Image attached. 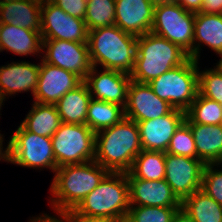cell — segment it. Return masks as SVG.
<instances>
[{"label": "cell", "mask_w": 222, "mask_h": 222, "mask_svg": "<svg viewBox=\"0 0 222 222\" xmlns=\"http://www.w3.org/2000/svg\"><path fill=\"white\" fill-rule=\"evenodd\" d=\"M141 151L138 124L126 117L96 133L94 160L109 172H129Z\"/></svg>", "instance_id": "6da1fadb"}, {"label": "cell", "mask_w": 222, "mask_h": 222, "mask_svg": "<svg viewBox=\"0 0 222 222\" xmlns=\"http://www.w3.org/2000/svg\"><path fill=\"white\" fill-rule=\"evenodd\" d=\"M51 184L52 207L56 213L75 209L109 173L95 160L58 167Z\"/></svg>", "instance_id": "7a4b0ae2"}, {"label": "cell", "mask_w": 222, "mask_h": 222, "mask_svg": "<svg viewBox=\"0 0 222 222\" xmlns=\"http://www.w3.org/2000/svg\"><path fill=\"white\" fill-rule=\"evenodd\" d=\"M88 49L92 66L131 74L134 69L137 36L116 25L88 31Z\"/></svg>", "instance_id": "3957f363"}, {"label": "cell", "mask_w": 222, "mask_h": 222, "mask_svg": "<svg viewBox=\"0 0 222 222\" xmlns=\"http://www.w3.org/2000/svg\"><path fill=\"white\" fill-rule=\"evenodd\" d=\"M188 54L178 45L152 32L137 36V52L131 80L149 83L166 71L183 64Z\"/></svg>", "instance_id": "277c9868"}, {"label": "cell", "mask_w": 222, "mask_h": 222, "mask_svg": "<svg viewBox=\"0 0 222 222\" xmlns=\"http://www.w3.org/2000/svg\"><path fill=\"white\" fill-rule=\"evenodd\" d=\"M130 207L127 173L109 172L74 209L86 216L125 220Z\"/></svg>", "instance_id": "5b68a950"}, {"label": "cell", "mask_w": 222, "mask_h": 222, "mask_svg": "<svg viewBox=\"0 0 222 222\" xmlns=\"http://www.w3.org/2000/svg\"><path fill=\"white\" fill-rule=\"evenodd\" d=\"M198 69V62L189 57L180 66L151 80L148 85L173 108L186 111L199 92Z\"/></svg>", "instance_id": "8992f818"}, {"label": "cell", "mask_w": 222, "mask_h": 222, "mask_svg": "<svg viewBox=\"0 0 222 222\" xmlns=\"http://www.w3.org/2000/svg\"><path fill=\"white\" fill-rule=\"evenodd\" d=\"M51 142L57 168L83 164L95 158L96 133L86 124L61 123Z\"/></svg>", "instance_id": "52a82bcc"}, {"label": "cell", "mask_w": 222, "mask_h": 222, "mask_svg": "<svg viewBox=\"0 0 222 222\" xmlns=\"http://www.w3.org/2000/svg\"><path fill=\"white\" fill-rule=\"evenodd\" d=\"M195 13L186 11L177 2L155 5L151 32L178 45L194 59Z\"/></svg>", "instance_id": "ba28073f"}, {"label": "cell", "mask_w": 222, "mask_h": 222, "mask_svg": "<svg viewBox=\"0 0 222 222\" xmlns=\"http://www.w3.org/2000/svg\"><path fill=\"white\" fill-rule=\"evenodd\" d=\"M10 161L23 167L56 171L51 137L27 131L21 124L9 140Z\"/></svg>", "instance_id": "9c48e42d"}, {"label": "cell", "mask_w": 222, "mask_h": 222, "mask_svg": "<svg viewBox=\"0 0 222 222\" xmlns=\"http://www.w3.org/2000/svg\"><path fill=\"white\" fill-rule=\"evenodd\" d=\"M40 32L42 40L87 43L88 38L85 21L68 15L51 0H42Z\"/></svg>", "instance_id": "30bf717a"}, {"label": "cell", "mask_w": 222, "mask_h": 222, "mask_svg": "<svg viewBox=\"0 0 222 222\" xmlns=\"http://www.w3.org/2000/svg\"><path fill=\"white\" fill-rule=\"evenodd\" d=\"M205 165L200 159L165 152L164 180L181 202L201 189Z\"/></svg>", "instance_id": "8fae6325"}, {"label": "cell", "mask_w": 222, "mask_h": 222, "mask_svg": "<svg viewBox=\"0 0 222 222\" xmlns=\"http://www.w3.org/2000/svg\"><path fill=\"white\" fill-rule=\"evenodd\" d=\"M47 49L42 60L48 64L71 71L84 80L92 69L87 43L65 40H43L42 49Z\"/></svg>", "instance_id": "7c38bea8"}, {"label": "cell", "mask_w": 222, "mask_h": 222, "mask_svg": "<svg viewBox=\"0 0 222 222\" xmlns=\"http://www.w3.org/2000/svg\"><path fill=\"white\" fill-rule=\"evenodd\" d=\"M82 82L75 73L42 60L34 102L55 105L68 91L74 90Z\"/></svg>", "instance_id": "4fadbf2b"}, {"label": "cell", "mask_w": 222, "mask_h": 222, "mask_svg": "<svg viewBox=\"0 0 222 222\" xmlns=\"http://www.w3.org/2000/svg\"><path fill=\"white\" fill-rule=\"evenodd\" d=\"M174 108L160 99L148 85L130 81L127 91L125 117L135 122L151 120L169 114Z\"/></svg>", "instance_id": "5bb4252c"}, {"label": "cell", "mask_w": 222, "mask_h": 222, "mask_svg": "<svg viewBox=\"0 0 222 222\" xmlns=\"http://www.w3.org/2000/svg\"><path fill=\"white\" fill-rule=\"evenodd\" d=\"M96 69L97 68L93 66L83 80L88 87L92 99L95 98V100L125 107L131 76L124 72L107 69H104L101 73H97Z\"/></svg>", "instance_id": "9a60e30c"}, {"label": "cell", "mask_w": 222, "mask_h": 222, "mask_svg": "<svg viewBox=\"0 0 222 222\" xmlns=\"http://www.w3.org/2000/svg\"><path fill=\"white\" fill-rule=\"evenodd\" d=\"M185 118V111L174 108L165 116L136 122L139 127L142 150L166 152L171 138Z\"/></svg>", "instance_id": "2e32d148"}, {"label": "cell", "mask_w": 222, "mask_h": 222, "mask_svg": "<svg viewBox=\"0 0 222 222\" xmlns=\"http://www.w3.org/2000/svg\"><path fill=\"white\" fill-rule=\"evenodd\" d=\"M130 206L181 207V201L164 180L149 181L135 178L127 172Z\"/></svg>", "instance_id": "e0dca14e"}, {"label": "cell", "mask_w": 222, "mask_h": 222, "mask_svg": "<svg viewBox=\"0 0 222 222\" xmlns=\"http://www.w3.org/2000/svg\"><path fill=\"white\" fill-rule=\"evenodd\" d=\"M155 4L151 0H115V25L135 36L151 32Z\"/></svg>", "instance_id": "ac0fdd59"}, {"label": "cell", "mask_w": 222, "mask_h": 222, "mask_svg": "<svg viewBox=\"0 0 222 222\" xmlns=\"http://www.w3.org/2000/svg\"><path fill=\"white\" fill-rule=\"evenodd\" d=\"M40 65L26 61L0 67V107L8 95L31 91L34 95L39 80Z\"/></svg>", "instance_id": "d6986e66"}, {"label": "cell", "mask_w": 222, "mask_h": 222, "mask_svg": "<svg viewBox=\"0 0 222 222\" xmlns=\"http://www.w3.org/2000/svg\"><path fill=\"white\" fill-rule=\"evenodd\" d=\"M42 0H0V23L41 31Z\"/></svg>", "instance_id": "ffe728a7"}, {"label": "cell", "mask_w": 222, "mask_h": 222, "mask_svg": "<svg viewBox=\"0 0 222 222\" xmlns=\"http://www.w3.org/2000/svg\"><path fill=\"white\" fill-rule=\"evenodd\" d=\"M41 32L0 23V48L18 55L36 54L42 51Z\"/></svg>", "instance_id": "44dd1931"}, {"label": "cell", "mask_w": 222, "mask_h": 222, "mask_svg": "<svg viewBox=\"0 0 222 222\" xmlns=\"http://www.w3.org/2000/svg\"><path fill=\"white\" fill-rule=\"evenodd\" d=\"M185 122L190 126L196 146V159L205 164L216 163L222 156L221 125H204L192 123L187 117Z\"/></svg>", "instance_id": "7402d4cb"}, {"label": "cell", "mask_w": 222, "mask_h": 222, "mask_svg": "<svg viewBox=\"0 0 222 222\" xmlns=\"http://www.w3.org/2000/svg\"><path fill=\"white\" fill-rule=\"evenodd\" d=\"M199 43H204L219 55L222 54V14L195 13L194 60L197 62L201 48Z\"/></svg>", "instance_id": "603a6c76"}, {"label": "cell", "mask_w": 222, "mask_h": 222, "mask_svg": "<svg viewBox=\"0 0 222 222\" xmlns=\"http://www.w3.org/2000/svg\"><path fill=\"white\" fill-rule=\"evenodd\" d=\"M92 96L87 85L82 82L74 90L68 91L55 104L62 123L86 124L87 110Z\"/></svg>", "instance_id": "cb8c5ba5"}, {"label": "cell", "mask_w": 222, "mask_h": 222, "mask_svg": "<svg viewBox=\"0 0 222 222\" xmlns=\"http://www.w3.org/2000/svg\"><path fill=\"white\" fill-rule=\"evenodd\" d=\"M61 118L55 105L34 102L32 109L21 125L29 132L52 137L61 125Z\"/></svg>", "instance_id": "d4e9b609"}, {"label": "cell", "mask_w": 222, "mask_h": 222, "mask_svg": "<svg viewBox=\"0 0 222 222\" xmlns=\"http://www.w3.org/2000/svg\"><path fill=\"white\" fill-rule=\"evenodd\" d=\"M181 208L195 222H222V205L201 189L185 198Z\"/></svg>", "instance_id": "484cf974"}, {"label": "cell", "mask_w": 222, "mask_h": 222, "mask_svg": "<svg viewBox=\"0 0 222 222\" xmlns=\"http://www.w3.org/2000/svg\"><path fill=\"white\" fill-rule=\"evenodd\" d=\"M123 118H125L123 106L91 99L87 110L86 125L97 133L119 123Z\"/></svg>", "instance_id": "4316f807"}, {"label": "cell", "mask_w": 222, "mask_h": 222, "mask_svg": "<svg viewBox=\"0 0 222 222\" xmlns=\"http://www.w3.org/2000/svg\"><path fill=\"white\" fill-rule=\"evenodd\" d=\"M165 167V152L142 150L129 172L135 178L158 181L165 178Z\"/></svg>", "instance_id": "83f0119b"}, {"label": "cell", "mask_w": 222, "mask_h": 222, "mask_svg": "<svg viewBox=\"0 0 222 222\" xmlns=\"http://www.w3.org/2000/svg\"><path fill=\"white\" fill-rule=\"evenodd\" d=\"M185 113L186 117L192 123L220 125L222 119V105L202 96L198 92L195 100Z\"/></svg>", "instance_id": "f1b7e54d"}, {"label": "cell", "mask_w": 222, "mask_h": 222, "mask_svg": "<svg viewBox=\"0 0 222 222\" xmlns=\"http://www.w3.org/2000/svg\"><path fill=\"white\" fill-rule=\"evenodd\" d=\"M84 18L87 30L115 25V0H87Z\"/></svg>", "instance_id": "f546056e"}, {"label": "cell", "mask_w": 222, "mask_h": 222, "mask_svg": "<svg viewBox=\"0 0 222 222\" xmlns=\"http://www.w3.org/2000/svg\"><path fill=\"white\" fill-rule=\"evenodd\" d=\"M181 207L130 206L127 222H172Z\"/></svg>", "instance_id": "4dcf8cb0"}, {"label": "cell", "mask_w": 222, "mask_h": 222, "mask_svg": "<svg viewBox=\"0 0 222 222\" xmlns=\"http://www.w3.org/2000/svg\"><path fill=\"white\" fill-rule=\"evenodd\" d=\"M166 153L196 158V146L190 126L184 121L170 140Z\"/></svg>", "instance_id": "1f68e13d"}, {"label": "cell", "mask_w": 222, "mask_h": 222, "mask_svg": "<svg viewBox=\"0 0 222 222\" xmlns=\"http://www.w3.org/2000/svg\"><path fill=\"white\" fill-rule=\"evenodd\" d=\"M199 93L222 105V71L214 69L198 72Z\"/></svg>", "instance_id": "d6a6232c"}, {"label": "cell", "mask_w": 222, "mask_h": 222, "mask_svg": "<svg viewBox=\"0 0 222 222\" xmlns=\"http://www.w3.org/2000/svg\"><path fill=\"white\" fill-rule=\"evenodd\" d=\"M216 163L206 164L203 170L201 190L222 205V170L213 169Z\"/></svg>", "instance_id": "836d02e7"}, {"label": "cell", "mask_w": 222, "mask_h": 222, "mask_svg": "<svg viewBox=\"0 0 222 222\" xmlns=\"http://www.w3.org/2000/svg\"><path fill=\"white\" fill-rule=\"evenodd\" d=\"M65 13L84 20L87 10V0H51Z\"/></svg>", "instance_id": "e575fe53"}, {"label": "cell", "mask_w": 222, "mask_h": 222, "mask_svg": "<svg viewBox=\"0 0 222 222\" xmlns=\"http://www.w3.org/2000/svg\"><path fill=\"white\" fill-rule=\"evenodd\" d=\"M59 216H61L60 218L64 220L63 222H118L114 219L105 217L86 216L77 213L74 209L65 211L59 214Z\"/></svg>", "instance_id": "d590c367"}, {"label": "cell", "mask_w": 222, "mask_h": 222, "mask_svg": "<svg viewBox=\"0 0 222 222\" xmlns=\"http://www.w3.org/2000/svg\"><path fill=\"white\" fill-rule=\"evenodd\" d=\"M200 12L222 14V0H203V6Z\"/></svg>", "instance_id": "8d00e7d4"}, {"label": "cell", "mask_w": 222, "mask_h": 222, "mask_svg": "<svg viewBox=\"0 0 222 222\" xmlns=\"http://www.w3.org/2000/svg\"><path fill=\"white\" fill-rule=\"evenodd\" d=\"M177 3L186 11L199 13L203 6V0H178Z\"/></svg>", "instance_id": "74e56055"}, {"label": "cell", "mask_w": 222, "mask_h": 222, "mask_svg": "<svg viewBox=\"0 0 222 222\" xmlns=\"http://www.w3.org/2000/svg\"><path fill=\"white\" fill-rule=\"evenodd\" d=\"M172 222H195L193 218L187 214L182 208L175 213Z\"/></svg>", "instance_id": "f35d334b"}, {"label": "cell", "mask_w": 222, "mask_h": 222, "mask_svg": "<svg viewBox=\"0 0 222 222\" xmlns=\"http://www.w3.org/2000/svg\"><path fill=\"white\" fill-rule=\"evenodd\" d=\"M30 222H63V220H60L59 218H55L53 216H49L47 214H44L40 217H36L35 219H31Z\"/></svg>", "instance_id": "ab89813d"}, {"label": "cell", "mask_w": 222, "mask_h": 222, "mask_svg": "<svg viewBox=\"0 0 222 222\" xmlns=\"http://www.w3.org/2000/svg\"><path fill=\"white\" fill-rule=\"evenodd\" d=\"M3 142V137L2 135L0 134V160H5V161H10V151H9V142H8V146L6 148V150L4 151L3 148H2V143ZM3 150V151H2Z\"/></svg>", "instance_id": "60d3db41"}, {"label": "cell", "mask_w": 222, "mask_h": 222, "mask_svg": "<svg viewBox=\"0 0 222 222\" xmlns=\"http://www.w3.org/2000/svg\"><path fill=\"white\" fill-rule=\"evenodd\" d=\"M155 5L159 3H166V2H177L178 0H151Z\"/></svg>", "instance_id": "b9f144b4"}, {"label": "cell", "mask_w": 222, "mask_h": 222, "mask_svg": "<svg viewBox=\"0 0 222 222\" xmlns=\"http://www.w3.org/2000/svg\"><path fill=\"white\" fill-rule=\"evenodd\" d=\"M219 56H221V59L219 60V62L216 66L222 71V54Z\"/></svg>", "instance_id": "7bdbcfd3"}, {"label": "cell", "mask_w": 222, "mask_h": 222, "mask_svg": "<svg viewBox=\"0 0 222 222\" xmlns=\"http://www.w3.org/2000/svg\"><path fill=\"white\" fill-rule=\"evenodd\" d=\"M217 165H221L222 164V156L221 158L216 162Z\"/></svg>", "instance_id": "ee69618b"}]
</instances>
